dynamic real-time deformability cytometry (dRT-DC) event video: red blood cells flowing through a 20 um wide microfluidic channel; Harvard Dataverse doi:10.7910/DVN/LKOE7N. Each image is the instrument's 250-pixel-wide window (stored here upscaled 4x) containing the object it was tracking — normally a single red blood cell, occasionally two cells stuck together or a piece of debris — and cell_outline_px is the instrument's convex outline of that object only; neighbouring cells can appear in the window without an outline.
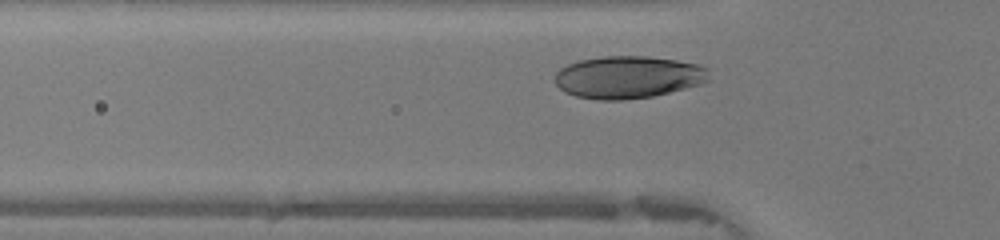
{"species": "human", "species_latin": "Homo sapiens", "temperature_condition": "warm", "stored_images_in_passage": 28, "camera_frame_rate_fps": 3000, "um_per_image_px": 0.085, "donor": {"sex": "female"}, "frame": {"image": 1, "passage_image": 6, "time_ms": 1.667, "image_size_px": [1000, 240], "cell_outline_px": [[708, 80], [700, 84], [652, 96], [624, 100], [600, 100], [576, 96], [564, 92], [556, 84], [556, 72], [560, 68], [568, 64], [580, 60], [604, 56], [644, 56], [676, 60], [700, 64], [708, 68]], "centroid_in_image_um": [53.38, 6.55], "position_along_channel_um": 72.4, "area_um2": 37.92}}
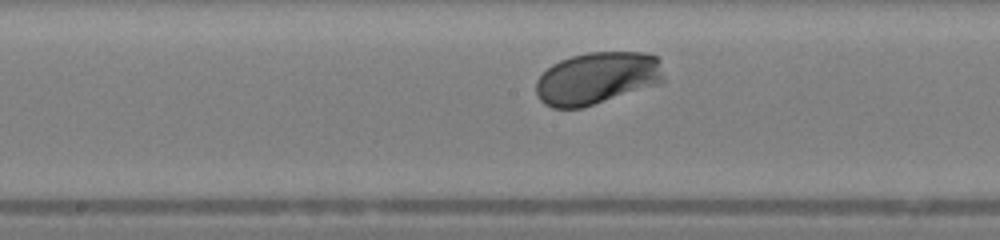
{"frame": {"image": 2, "passage_image": 15, "time_ms": 4.667, "image_size_px": [1000, 240], "cell_outline_px": [[664, 80], [660, 84], [580, 108], [552, 108], [544, 104], [540, 100], [536, 92], [536, 80], [552, 64], [560, 60], [572, 56], [588, 52], [644, 52], [660, 56]], "centroid_in_image_um": [50.78, 6.63], "position_along_channel_um": 197.4, "area_um2": 39.13}}
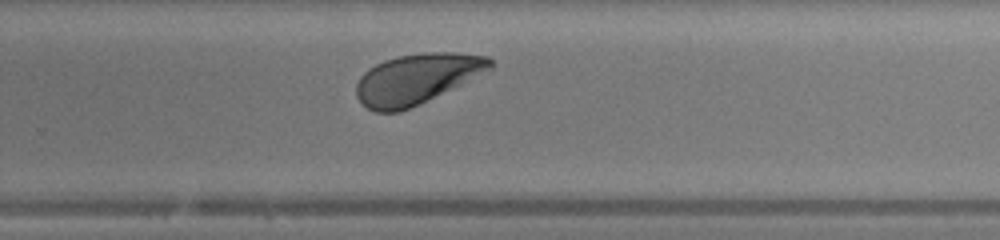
{"frame": {"image": 3, "passage_image": 22, "time_ms": 7.0, "image_size_px": [1000, 240], "cell_outline_px": [[492, 68], [460, 84], [400, 112], [376, 112], [368, 108], [356, 96], [356, 84], [360, 76], [368, 68], [384, 60], [396, 56], [424, 52], [452, 52], [488, 56], [492, 60]], "centroid_in_image_um": [35.38, 6.68], "position_along_channel_um": 294.4, "area_um2": 38.61}, "authors_computed_cell_mechanics": {"area_um2": 38.4081, "velocity_mm_per_s": 4.1689, "shape_relaxation_time_tau1_ms": 1.1165, "shape_relaxation_time_tau2_ms": null, "deformation_change_tau1": 0.099, "deformation_change_tau2": null}}